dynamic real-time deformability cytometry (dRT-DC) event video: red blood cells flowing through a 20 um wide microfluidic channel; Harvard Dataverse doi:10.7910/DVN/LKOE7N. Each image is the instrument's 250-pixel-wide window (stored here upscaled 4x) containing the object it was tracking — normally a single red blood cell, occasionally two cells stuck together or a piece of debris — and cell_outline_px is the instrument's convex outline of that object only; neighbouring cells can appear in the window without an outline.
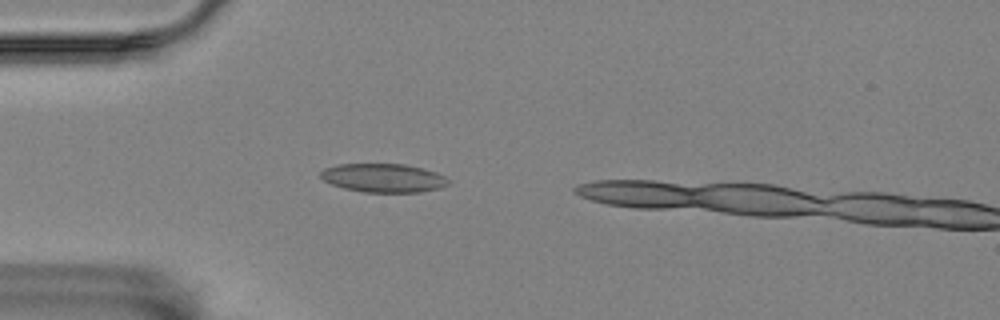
{"species": "Egyptian fruit bat (a non-hibernating species)", "species_latin": "Rousettus aegyptiacus", "temperature_condition": "room temperature", "stored_images_in_passage": 9, "camera_frame_rate_fps": 3000, "um_per_image_px": 0.085, "animal": {"sex": "female"}, "frame": {"image": 1, "passage_image": 7, "time_ms": 2.0, "image_size_px": [1000, 320], "cell_outline_px": [[452, 180], [448, 184], [440, 188], [420, 192], [364, 192], [344, 188], [332, 184], [324, 180], [320, 176], [320, 172], [324, 168], [340, 164], [404, 164], [436, 172]], "centroid_in_image_um": [32.61, 15.13], "position_along_channel_um": 52.4, "area_um2": 21.27}}